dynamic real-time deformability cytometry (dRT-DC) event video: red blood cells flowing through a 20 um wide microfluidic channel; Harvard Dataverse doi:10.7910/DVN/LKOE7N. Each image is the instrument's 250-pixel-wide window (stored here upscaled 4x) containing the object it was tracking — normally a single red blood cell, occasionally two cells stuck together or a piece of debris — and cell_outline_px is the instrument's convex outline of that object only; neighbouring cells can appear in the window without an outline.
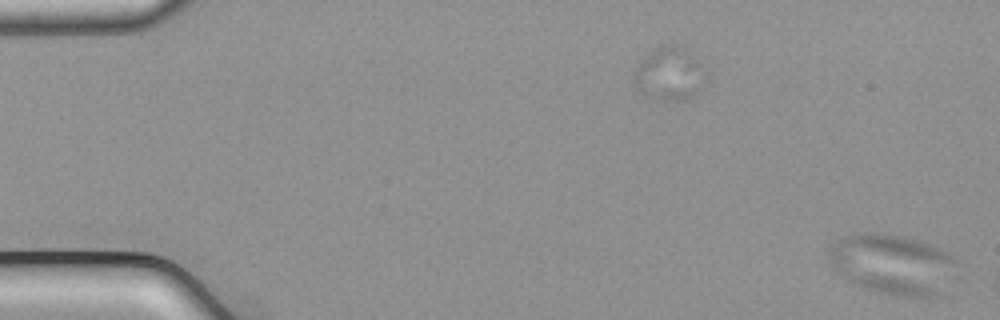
{"species": "common noctule bat (a hibernating species)", "species_latin": "Nyctalus noctula", "temperature_condition": "cold", "stored_images_in_passage": 11, "camera_frame_rate_fps": 3000, "um_per_image_px": 0.085, "animal": {"sex": "male", "body_mass_g": 21.5, "forearm_length_mm": 52.0}, "frame": {"image": 1, "passage_image": 1, "time_ms": 0.0, "image_size_px": [1000, 320], "cell_outline_px": [[960, 280], [936, 296], [904, 296], [872, 292], [844, 280], [832, 268], [828, 260], [828, 252], [832, 244], [836, 240], [844, 236], [864, 232], [904, 236], [940, 248], [956, 256], [960, 276]], "centroid_in_image_um": [75.95, 22.49], "position_along_channel_um": 9.0, "area_um2": 46.47}}